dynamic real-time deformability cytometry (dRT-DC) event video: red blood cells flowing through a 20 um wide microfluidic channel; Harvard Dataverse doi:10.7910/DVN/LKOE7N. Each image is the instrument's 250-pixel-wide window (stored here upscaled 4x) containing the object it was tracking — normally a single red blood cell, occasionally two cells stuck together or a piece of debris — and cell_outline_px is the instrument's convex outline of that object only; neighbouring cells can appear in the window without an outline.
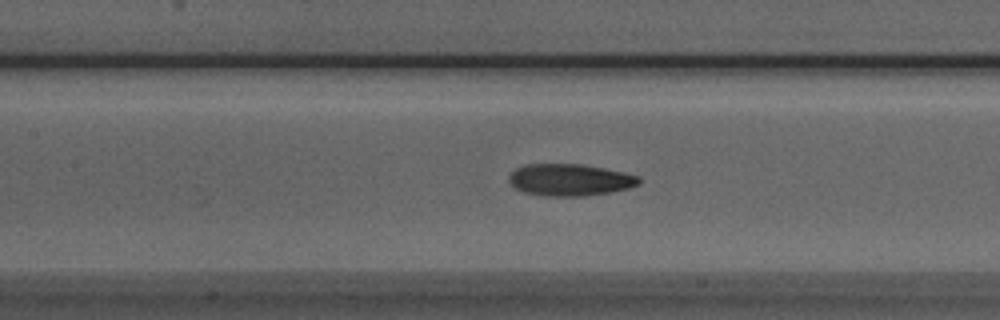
{"species": "Egyptian fruit bat (a non-hibernating species)", "species_latin": "Rousettus aegyptiacus", "temperature_condition": "room temperature", "stored_images_in_passage": 43, "camera_frame_rate_fps": 3000, "um_per_image_px": 0.085, "animal": {"sex": "male"}, "frame": {"image": 1, "passage_image": 21, "time_ms": 6.667, "image_size_px": [1000, 320], "cell_outline_px": [[640, 184], [628, 188], [612, 192], [584, 196], [544, 196], [524, 192], [516, 188], [508, 180], [508, 176], [516, 168], [524, 164], [580, 164], [604, 168], [624, 172], [640, 176]], "centroid_in_image_um": [48.45, 15.29], "position_along_channel_um": 159.0, "area_um2": 24.28}}
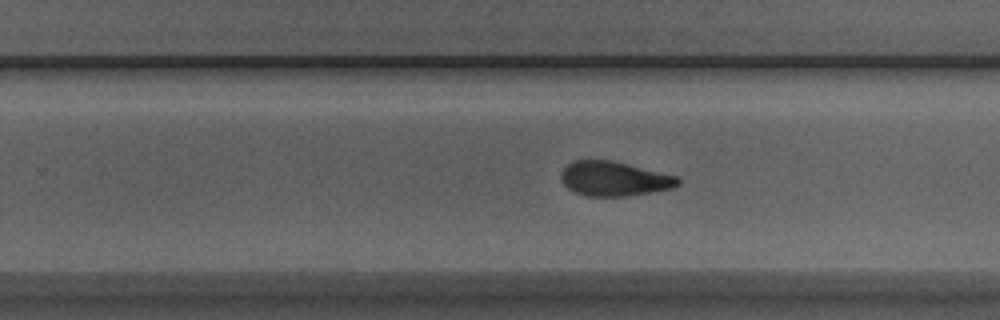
{"frame": {"image": 2, "passage_image": 30, "time_ms": 9.667, "image_size_px": [1000, 320], "cell_outline_px": [[680, 184], [672, 188], [624, 196], [584, 196], [568, 188], [560, 180], [560, 176], [564, 168], [568, 164], [576, 160], [608, 160], [676, 176], [680, 180]], "centroid_in_image_um": [52.15, 15.2], "position_along_channel_um": 277.6, "area_um2": 23.0}}
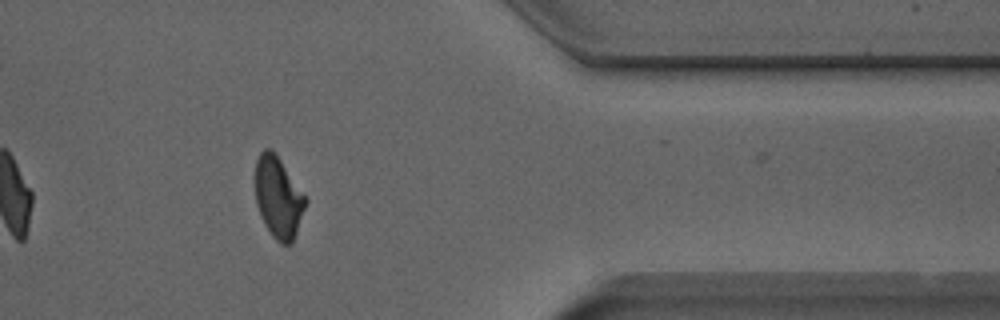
{"frame": {"image": 3, "passage_image": 40, "time_ms": 13.0, "image_size_px": [1000, 320], "cell_outline_px": [[308, 200], [292, 244], [280, 244], [272, 236], [264, 224], [260, 216], [256, 204], [256, 160], [260, 152], [264, 148], [268, 148], [280, 160]], "centroid_in_image_um": [23.65, 16.83], "position_along_channel_um": 387.7, "area_um2": 23.52}, "authors_computed_cell_mechanics": {"area_um2": 24.1026, "velocity_mm_per_s": 3.9671, "shape_relaxation_time_tau1_ms": 3.9069, "shape_relaxation_time_tau2_ms": 2.6162, "deformation_change_tau1": 0.1509, "deformation_change_tau2": 0.0901}}